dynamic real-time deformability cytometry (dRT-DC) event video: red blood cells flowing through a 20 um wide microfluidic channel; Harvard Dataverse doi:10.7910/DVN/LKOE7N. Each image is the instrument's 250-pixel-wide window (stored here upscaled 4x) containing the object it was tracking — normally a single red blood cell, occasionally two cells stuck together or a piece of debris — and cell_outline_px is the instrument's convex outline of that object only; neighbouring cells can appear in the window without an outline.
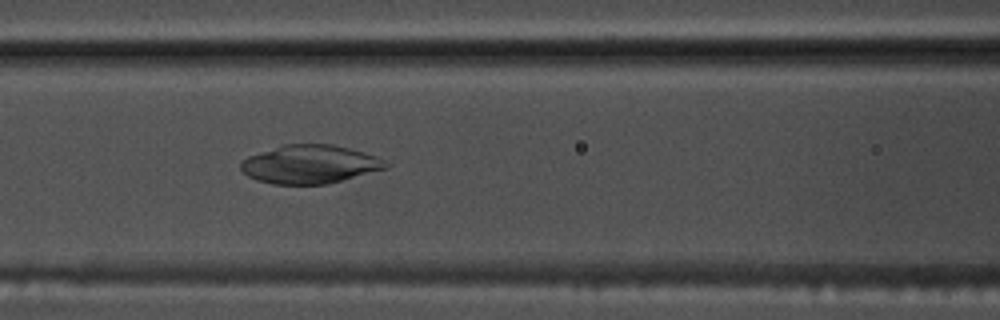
{"species": "common noctule bat (a hibernating species)", "species_latin": "Nyctalus noctula", "temperature_condition": "warm", "stored_images_in_passage": 55, "camera_frame_rate_fps": 3000, "um_per_image_px": 0.085, "animal": {"sex": "male", "body_mass_g": 17.5, "forearm_length_mm": 52.3}, "frame": {"image": 1, "passage_image": 24, "time_ms": 7.667, "image_size_px": [1000, 320], "cell_outline_px": [[392, 164], [388, 168], [324, 184], [272, 184], [256, 180], [248, 176], [240, 168], [240, 164], [248, 156], [284, 144], [332, 144], [364, 152], [376, 156]], "centroid_in_image_um": [26.35, 13.96], "position_along_channel_um": 140.3, "area_um2": 32.31}}
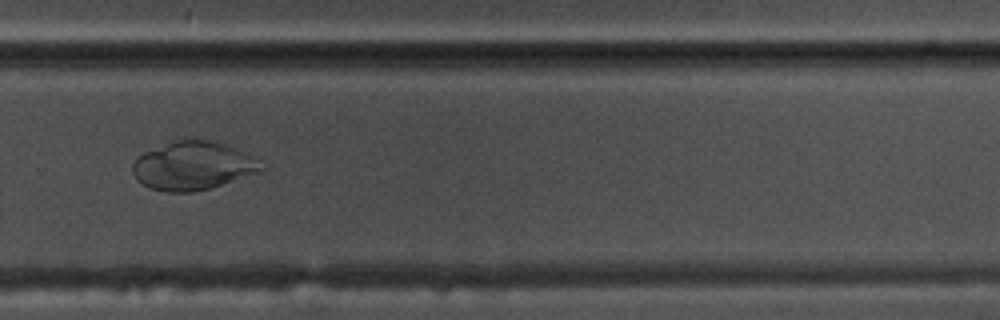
{"frame": {"image": 2, "passage_image": 38, "time_ms": 12.333, "image_size_px": [1000, 320], "cell_outline_px": [[264, 168], [260, 172], [208, 188], [192, 192], [168, 192], [152, 188], [136, 180], [132, 172], [132, 164], [144, 152], [176, 140], [192, 136], [196, 136], [216, 140], [236, 148], [244, 152]], "centroid_in_image_um": [16.37, 14.05], "position_along_channel_um": 313.4, "area_um2": 36.24}}
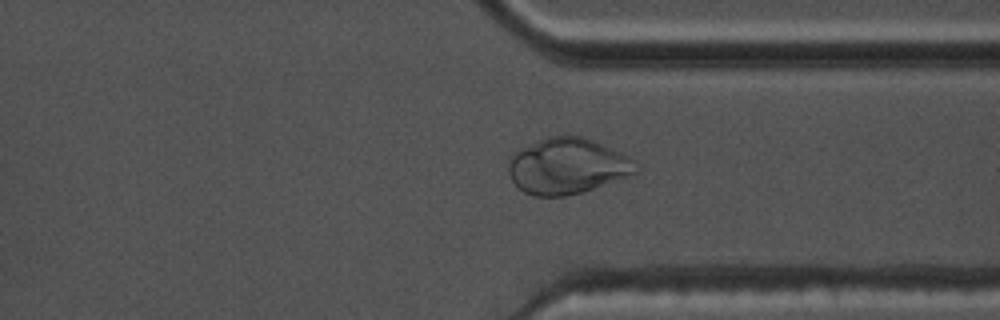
{"frame": {"image": 3, "passage_image": 42, "time_ms": 13.667, "image_size_px": [1000, 320], "cell_outline_px": [[640, 172], [580, 192], [564, 196], [532, 196], [524, 192], [512, 180], [508, 172], [508, 160], [520, 148], [548, 136], [580, 136], [592, 140], [620, 152], [636, 160], [640, 164]], "centroid_in_image_um": [48.24, 14.11], "position_along_channel_um": 363.2, "area_um2": 41.33}}